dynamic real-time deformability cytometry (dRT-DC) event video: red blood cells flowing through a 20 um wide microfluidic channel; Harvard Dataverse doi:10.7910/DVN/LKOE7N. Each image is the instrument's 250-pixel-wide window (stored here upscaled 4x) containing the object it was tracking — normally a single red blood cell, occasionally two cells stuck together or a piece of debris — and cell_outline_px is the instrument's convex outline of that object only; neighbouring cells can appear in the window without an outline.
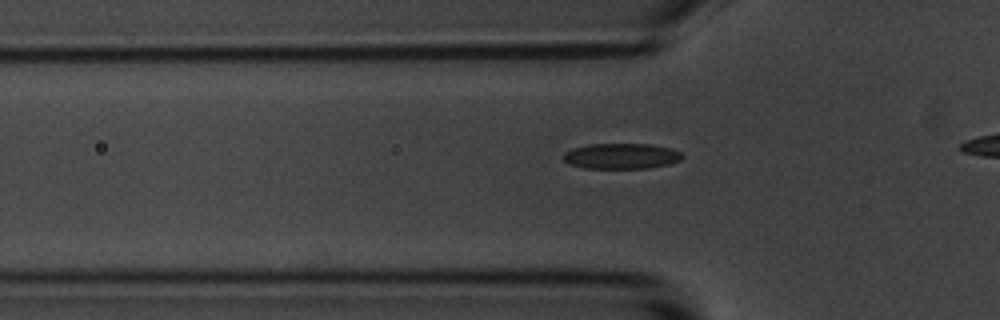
{"species": "common noctule bat (a hibernating species)", "species_latin": "Nyctalus noctula", "temperature_condition": "room temperature", "stored_images_in_passage": 18, "camera_frame_rate_fps": 3000, "um_per_image_px": 0.085, "animal": {"sex": "male", "body_mass_g": 20.1, "forearm_length_mm": 53.5}, "frame": {"image": 1, "passage_image": 5, "time_ms": 1.333, "image_size_px": [1000, 320], "cell_outline_px": [[684, 156], [680, 160], [672, 164], [648, 168], [584, 168], [568, 164], [564, 160], [564, 152], [572, 148], [592, 144], [652, 144], [672, 148], [680, 152]], "centroid_in_image_um": [52.84, 13.27], "position_along_channel_um": 73.0, "area_um2": 17.86}}
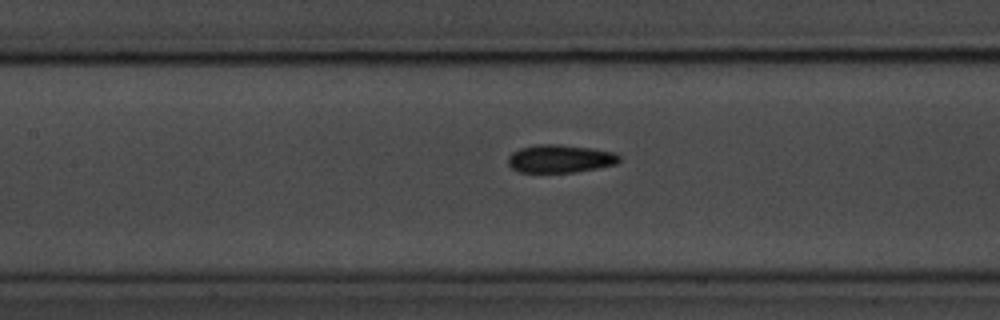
{"frame": {"image": 2, "passage_image": 12, "time_ms": 3.667, "image_size_px": [1000, 320], "cell_outline_px": [[620, 160], [616, 164], [576, 172], [520, 172], [512, 168], [508, 164], [508, 156], [512, 152], [520, 148], [536, 144], [560, 144], [592, 148], [616, 152], [620, 156]], "centroid_in_image_um": [47.61, 13.48], "position_along_channel_um": 159.8, "area_um2": 18.26}}
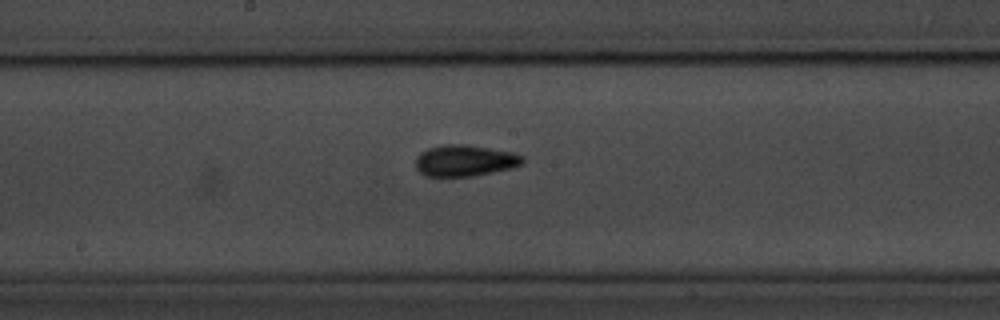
{"frame": {"image": 3, "passage_image": 16, "time_ms": 5.0, "image_size_px": [1000, 320], "cell_outline_px": [[524, 160], [520, 164], [508, 168], [492, 172], [472, 176], [424, 176], [416, 168], [416, 156], [420, 152], [428, 148], [444, 144], [464, 144], [512, 152], [520, 156]], "centroid_in_image_um": [39.43, 13.64], "position_along_channel_um": 208.8, "area_um2": 19.25}}